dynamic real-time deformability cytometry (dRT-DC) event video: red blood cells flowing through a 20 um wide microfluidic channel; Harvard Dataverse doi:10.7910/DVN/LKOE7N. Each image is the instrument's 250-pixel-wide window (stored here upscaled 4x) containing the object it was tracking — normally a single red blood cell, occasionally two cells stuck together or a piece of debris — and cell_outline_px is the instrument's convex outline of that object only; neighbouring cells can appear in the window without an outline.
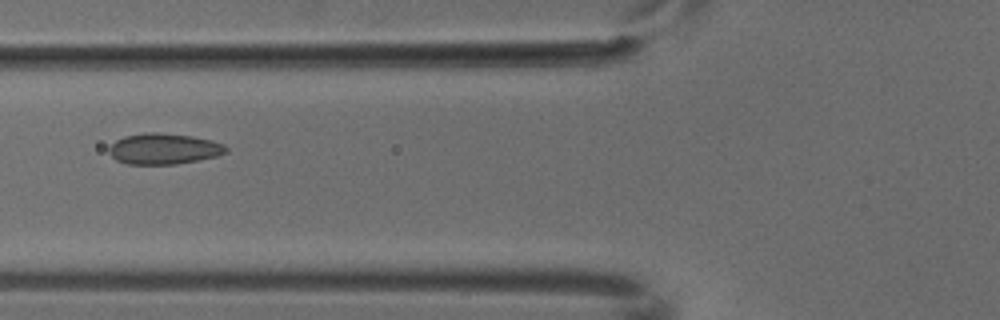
{"species": "common noctule bat (a hibernating species)", "species_latin": "Nyctalus noctula", "temperature_condition": "cold", "stored_images_in_passage": 2, "camera_frame_rate_fps": 3000, "um_per_image_px": 0.085, "animal": {"sex": "male", "body_mass_g": 18.8}, "frame": {"image": 1, "passage_image": 2, "time_ms": 0.333, "image_size_px": [1000, 320], "cell_outline_px": [[228, 152], [216, 156], [200, 160], [176, 164], [128, 164], [116, 160], [108, 152], [108, 148], [116, 140], [124, 136], [148, 132], [160, 132], [192, 136], [212, 140], [224, 144], [228, 148]], "centroid_in_image_um": [13.94, 12.64], "position_along_channel_um": 111.9, "area_um2": 21.21}}